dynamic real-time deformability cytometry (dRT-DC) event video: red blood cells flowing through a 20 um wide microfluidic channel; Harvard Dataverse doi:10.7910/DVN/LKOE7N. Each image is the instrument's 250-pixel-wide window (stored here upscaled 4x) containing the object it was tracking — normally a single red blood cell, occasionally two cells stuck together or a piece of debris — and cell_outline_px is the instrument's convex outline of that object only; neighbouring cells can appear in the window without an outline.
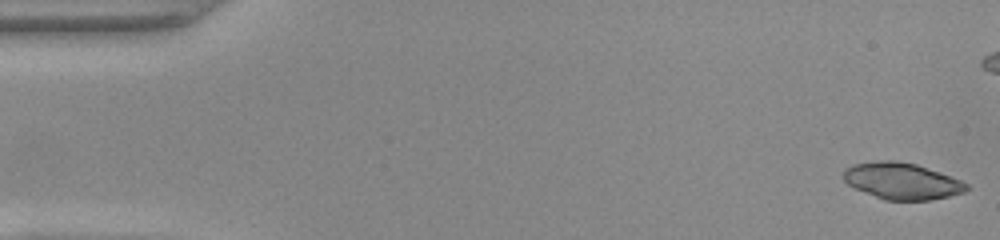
{"species": "common noctule bat (a hibernating species)", "species_latin": "Nyctalus noctula", "temperature_condition": "warm", "stored_images_in_passage": 52, "camera_frame_rate_fps": 3000, "um_per_image_px": 0.085, "animal": {"sex": "female", "body_mass_g": 22.0, "forearm_length_mm": 56.7}, "frame": {"image": 1, "passage_image": 1, "time_ms": 0.0, "image_size_px": [1000, 240], "cell_outline_px": [[972, 188], [964, 192], [932, 200], [884, 200], [856, 188], [848, 184], [844, 180], [844, 168], [852, 164], [880, 160], [896, 160], [916, 164], [940, 172], [960, 180], [968, 184]], "centroid_in_image_um": [76.68, 15.38], "position_along_channel_um": 8.3, "area_um2": 26.18}}